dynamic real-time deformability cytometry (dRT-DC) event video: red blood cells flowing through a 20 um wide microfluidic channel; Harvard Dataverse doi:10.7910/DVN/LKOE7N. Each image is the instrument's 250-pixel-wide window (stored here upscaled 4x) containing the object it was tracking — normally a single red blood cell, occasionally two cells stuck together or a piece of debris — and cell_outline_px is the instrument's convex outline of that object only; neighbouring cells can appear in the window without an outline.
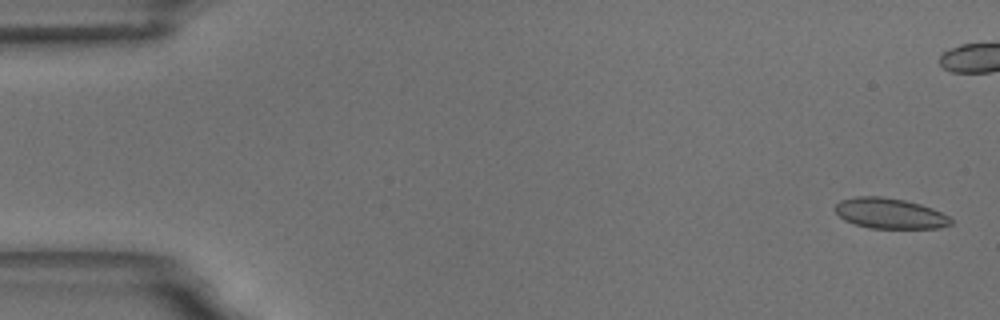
{"species": "common noctule bat (a hibernating species)", "species_latin": "Nyctalus noctula", "temperature_condition": "room temperature", "stored_images_in_passage": 7, "camera_frame_rate_fps": 3000, "um_per_image_px": 0.085, "animal": {"sex": "male", "body_mass_g": 18.8}, "frame": {"image": 1, "passage_image": 1, "time_ms": 0.0, "image_size_px": [1000, 320], "cell_outline_px": [[952, 224], [940, 228], [868, 228], [844, 220], [832, 208], [840, 200], [856, 196], [880, 196], [904, 200], [920, 204], [932, 208], [948, 216], [952, 220]], "centroid_in_image_um": [75.61, 18.13], "position_along_channel_um": 9.4, "area_um2": 20.58}}
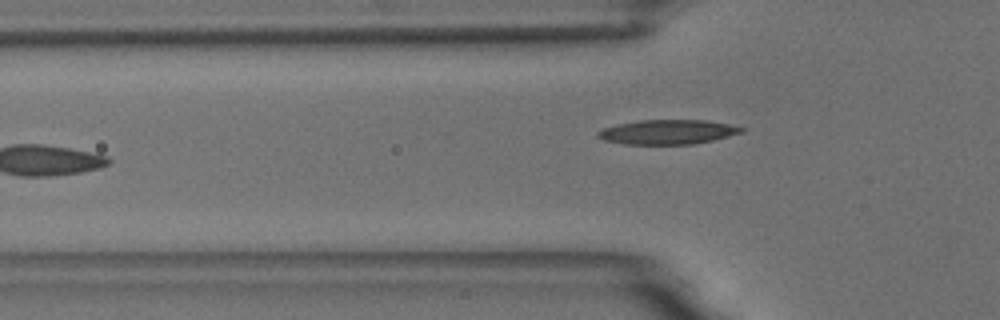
{"frame": {"image": 2, "passage_image": 7, "time_ms": 7.0, "image_size_px": [1000, 320], "cell_outline_px": [[744, 132], [712, 140], [692, 144], [624, 144], [604, 140], [596, 136], [596, 132], [604, 128], [620, 124], [640, 120], [708, 120], [728, 124], [744, 128]], "centroid_in_image_um": [56.75, 11.22], "position_along_channel_um": 69.1, "area_um2": 20.35}}